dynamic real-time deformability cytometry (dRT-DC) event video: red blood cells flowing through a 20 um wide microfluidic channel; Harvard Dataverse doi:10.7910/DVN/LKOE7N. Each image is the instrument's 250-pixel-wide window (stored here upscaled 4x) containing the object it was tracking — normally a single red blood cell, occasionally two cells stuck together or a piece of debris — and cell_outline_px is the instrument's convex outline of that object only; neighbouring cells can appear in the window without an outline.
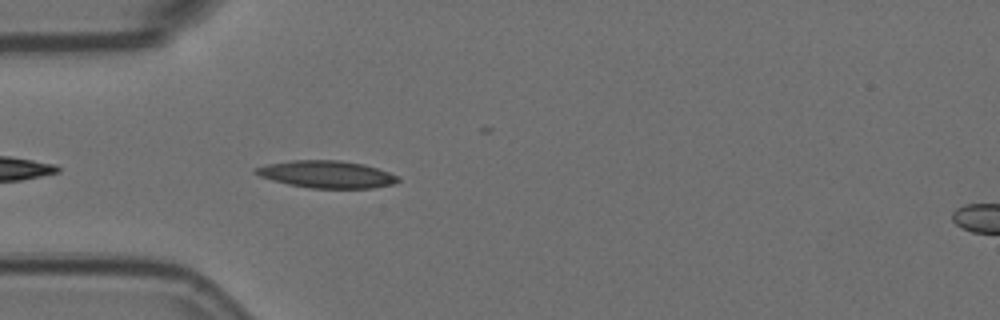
{"species": "Egyptian fruit bat (a non-hibernating species)", "species_latin": "Rousettus aegyptiacus", "temperature_condition": "room temperature", "stored_images_in_passage": 20, "camera_frame_rate_fps": 3000, "um_per_image_px": 0.085, "animal": {"sex": "female"}, "frame": {"image": 1, "passage_image": 3, "time_ms": 0.667, "image_size_px": [1000, 320], "cell_outline_px": [[400, 180], [396, 184], [372, 188], [308, 188], [288, 184], [272, 180], [260, 176], [252, 172], [256, 168], [268, 164], [292, 160], [340, 160], [364, 164], [400, 176]], "centroid_in_image_um": [27.8, 14.82], "position_along_channel_um": 57.2, "area_um2": 22.66}}
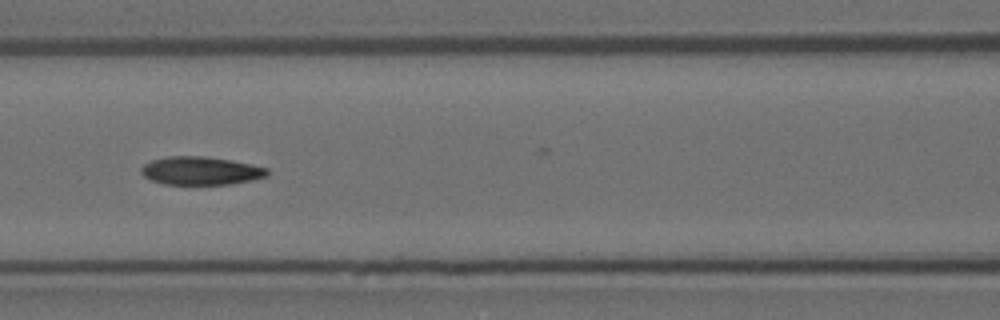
{"frame": {"image": 2, "passage_image": 11, "time_ms": 3.333, "image_size_px": [1000, 320], "cell_outline_px": [[268, 176], [252, 180], [232, 184], [164, 184], [152, 180], [144, 176], [140, 172], [140, 168], [144, 164], [152, 160], [168, 156], [204, 156], [232, 160], [252, 164], [268, 168]], "centroid_in_image_um": [17.08, 14.51], "position_along_channel_um": 149.5, "area_um2": 20.81}}
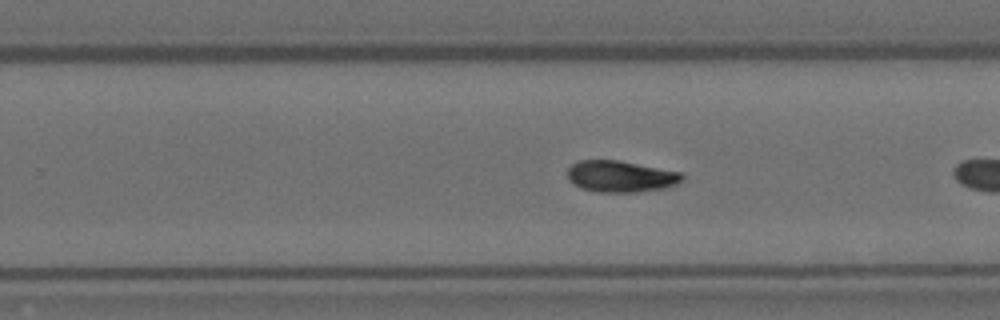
{"frame": {"image": 3, "passage_image": 19, "time_ms": 6.0, "image_size_px": [1000, 320], "cell_outline_px": [[684, 180], [676, 184], [664, 188], [636, 192], [596, 192], [580, 188], [568, 180], [568, 168], [572, 164], [580, 160], [620, 160], [680, 172], [684, 176]], "centroid_in_image_um": [52.74, 14.99], "position_along_channel_um": 277.1, "area_um2": 21.1}}